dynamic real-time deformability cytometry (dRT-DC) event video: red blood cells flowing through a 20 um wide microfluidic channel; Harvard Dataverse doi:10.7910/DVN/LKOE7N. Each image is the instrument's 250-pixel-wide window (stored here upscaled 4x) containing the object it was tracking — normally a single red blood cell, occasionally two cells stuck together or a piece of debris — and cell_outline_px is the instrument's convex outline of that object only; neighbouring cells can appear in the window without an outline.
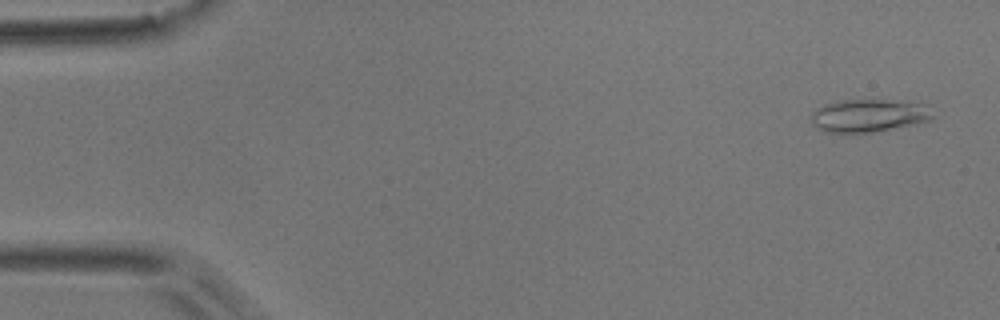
{"species": "common noctule bat (a hibernating species)", "species_latin": "Nyctalus noctula", "temperature_condition": "room temperature", "stored_images_in_passage": 45, "camera_frame_rate_fps": 3000, "um_per_image_px": 0.085, "animal": {"sex": "male", "body_mass_g": 17.9}, "frame": {"image": 1, "passage_image": 3, "time_ms": 0.667, "image_size_px": [1000, 320], "cell_outline_px": [[932, 120], [872, 132], [824, 132], [812, 124], [812, 112], [816, 108], [824, 104], [844, 100], [872, 96], [928, 104], [932, 116]], "centroid_in_image_um": [73.86, 9.76], "position_along_channel_um": 11.1, "area_um2": 23.99}}
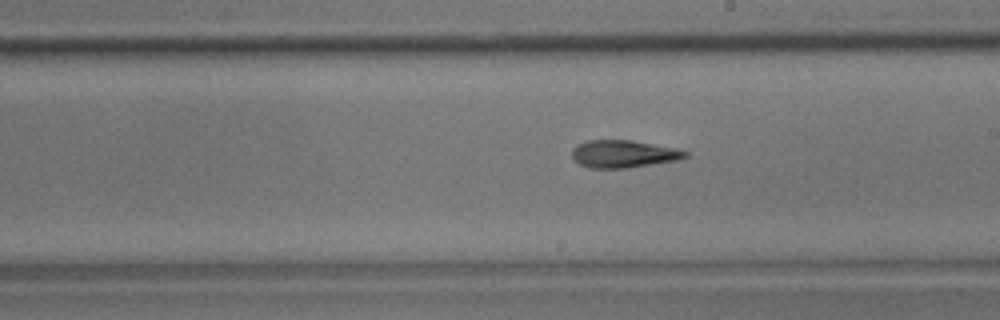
{"frame": {"image": 2, "passage_image": 31, "time_ms": 10.0, "image_size_px": [1000, 320], "cell_outline_px": [[688, 156], [676, 160], [628, 168], [588, 168], [580, 164], [572, 156], [572, 148], [576, 144], [588, 140], [628, 140], [676, 148], [688, 152]], "centroid_in_image_um": [52.96, 13.08], "position_along_channel_um": 236.0, "area_um2": 18.03}}
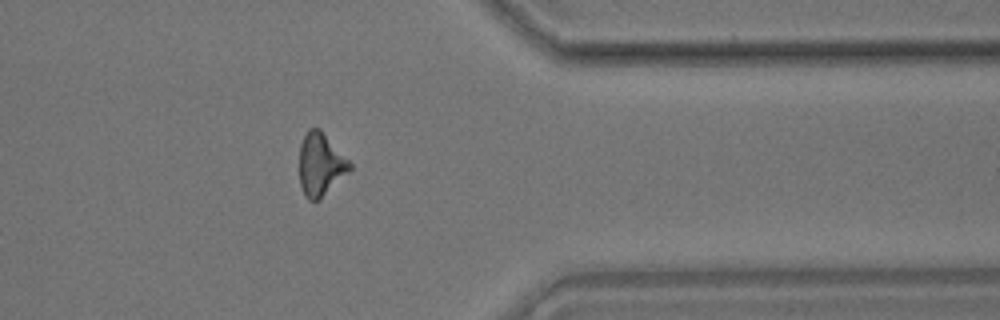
{"frame": {"image": 3, "passage_image": 44, "time_ms": 14.333, "image_size_px": [1000, 320], "cell_outline_px": [[352, 168], [320, 200], [308, 200], [304, 196], [300, 184], [300, 144], [308, 128], [320, 128], [352, 164]], "centroid_in_image_um": [27.24, 13.98], "position_along_channel_um": 384.2, "area_um2": 18.38}}